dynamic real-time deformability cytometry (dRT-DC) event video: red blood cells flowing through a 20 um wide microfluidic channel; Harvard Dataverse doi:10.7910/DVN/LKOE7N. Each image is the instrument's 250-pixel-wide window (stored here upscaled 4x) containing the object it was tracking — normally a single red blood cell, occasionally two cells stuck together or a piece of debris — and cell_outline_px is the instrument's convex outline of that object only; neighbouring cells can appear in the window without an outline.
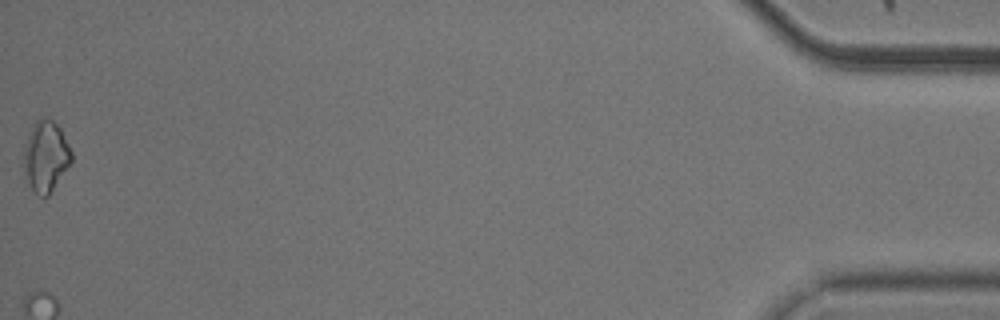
{"species": "common noctule bat (a hibernating species)", "species_latin": "Nyctalus noctula", "temperature_condition": "cold", "stored_images_in_passage": 45, "camera_frame_rate_fps": 3000, "um_per_image_px": 0.085, "animal": {"sex": "male", "body_mass_g": 20.5, "forearm_length_mm": 52.5}, "frame": {"image": 1, "passage_image": 45, "time_ms": 14.667, "image_size_px": [1000, 320], "cell_outline_px": [[72, 160], [48, 196], [40, 196], [32, 188], [24, 172], [24, 148], [28, 132], [36, 120], [52, 120], [60, 128], [72, 152]], "centroid_in_image_um": [3.88, 13.28], "position_along_channel_um": 431.3, "area_um2": 19.19}}